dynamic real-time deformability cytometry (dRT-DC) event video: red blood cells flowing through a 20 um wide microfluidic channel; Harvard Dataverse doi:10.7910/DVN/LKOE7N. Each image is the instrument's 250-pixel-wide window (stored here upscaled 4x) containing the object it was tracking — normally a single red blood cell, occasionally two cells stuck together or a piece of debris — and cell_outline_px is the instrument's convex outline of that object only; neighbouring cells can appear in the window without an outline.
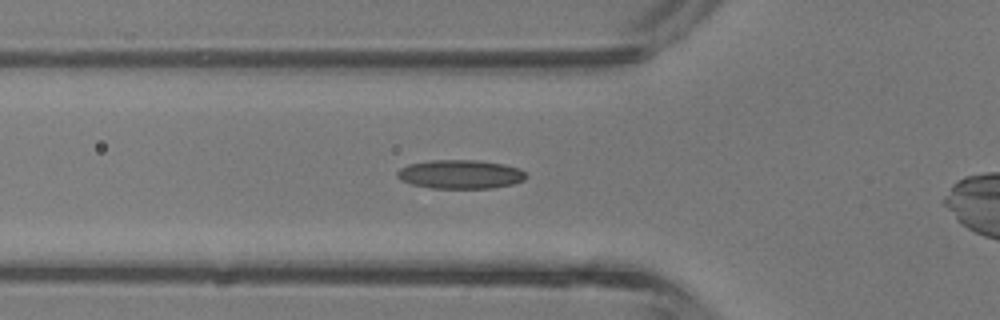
{"species": "common noctule bat (a hibernating species)", "species_latin": "Nyctalus noctula", "temperature_condition": "room temperature", "stored_images_in_passage": 28, "camera_frame_rate_fps": 3000, "um_per_image_px": 0.085, "animal": {"sex": "male", "body_mass_g": 13.3}, "frame": {"image": 1, "passage_image": 5, "time_ms": 1.333, "image_size_px": [1000, 320], "cell_outline_px": [[528, 176], [524, 180], [512, 184], [492, 188], [432, 188], [412, 184], [400, 180], [396, 176], [396, 172], [400, 168], [408, 164], [432, 160], [480, 160], [520, 168]], "centroid_in_image_um": [39.11, 14.81], "position_along_channel_um": 86.7, "area_um2": 21.68}}
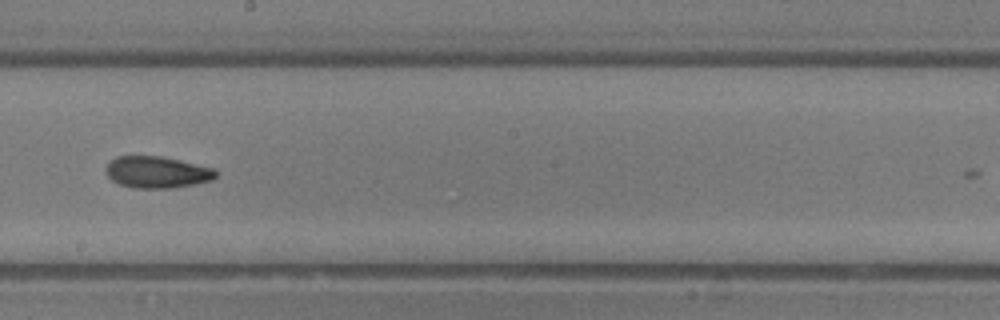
{"frame": {"image": 2, "passage_image": 14, "time_ms": 4.333, "image_size_px": [1000, 320], "cell_outline_px": [[216, 176], [212, 180], [172, 188], [132, 188], [120, 184], [112, 180], [108, 176], [108, 164], [116, 156], [160, 156], [180, 160], [212, 168], [216, 172]], "centroid_in_image_um": [13.34, 14.64], "position_along_channel_um": 234.9, "area_um2": 19.94}}
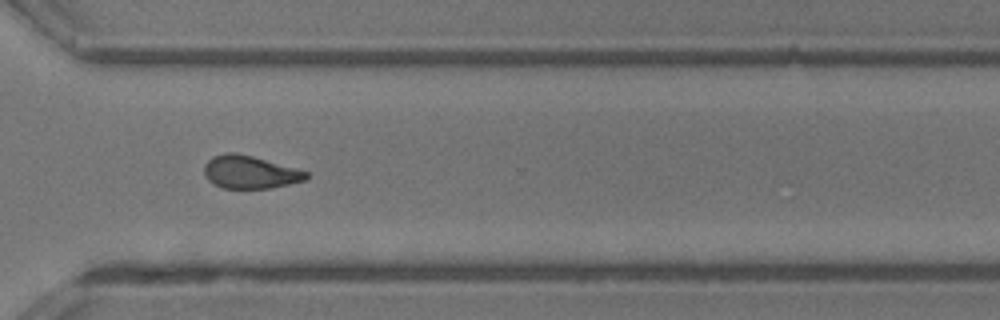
{"frame": {"image": 3, "passage_image": 21, "time_ms": 6.667, "image_size_px": [1000, 320], "cell_outline_px": [[308, 180], [272, 188], [224, 188], [212, 184], [204, 176], [204, 164], [212, 156], [224, 152], [236, 152], [252, 156], [296, 168], [308, 172]], "centroid_in_image_um": [21.23, 14.63], "position_along_channel_um": 349.4, "area_um2": 19.77}, "authors_computed_cell_mechanics": {"area_um2": 20.3456, "velocity_mm_per_s": 4.9144, "shape_relaxation_time_tau1_ms": 4.5831, "shape_relaxation_time_tau2_ms": 2.6025, "deformation_change_tau1": 0.1468, "deformation_change_tau2": 0.0972}}